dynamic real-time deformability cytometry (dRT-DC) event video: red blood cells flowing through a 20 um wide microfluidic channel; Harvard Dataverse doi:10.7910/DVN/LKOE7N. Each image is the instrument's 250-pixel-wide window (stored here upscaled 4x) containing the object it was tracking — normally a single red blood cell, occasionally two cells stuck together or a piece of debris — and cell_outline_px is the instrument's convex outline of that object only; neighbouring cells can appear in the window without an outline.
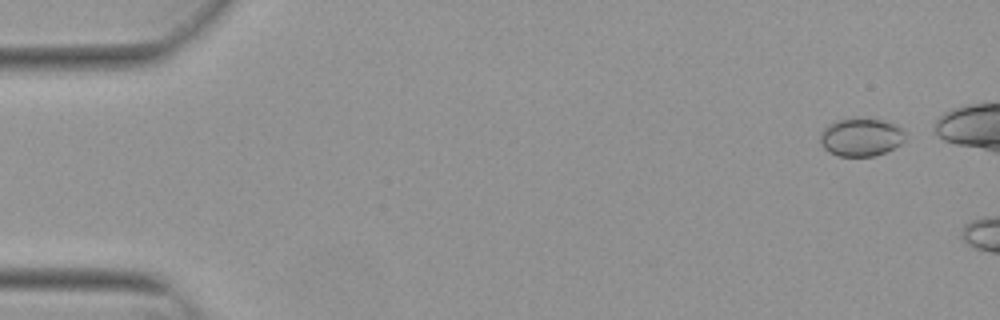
{"species": "Egyptian fruit bat (a non-hibernating species)", "species_latin": "Rousettus aegyptiacus", "temperature_condition": "warm", "stored_images_in_passage": 7, "camera_frame_rate_fps": 3000, "um_per_image_px": 0.085, "animal": {"sex": "female"}, "frame": {"image": 1, "passage_image": 2, "time_ms": 0.333, "image_size_px": [1000, 320], "cell_outline_px": [[904, 140], [900, 144], [876, 156], [836, 156], [828, 152], [820, 144], [820, 132], [828, 124], [836, 120], [856, 116], [884, 120], [896, 124], [904, 132]], "centroid_in_image_um": [73.14, 11.63], "position_along_channel_um": 11.9, "area_um2": 19.31}}